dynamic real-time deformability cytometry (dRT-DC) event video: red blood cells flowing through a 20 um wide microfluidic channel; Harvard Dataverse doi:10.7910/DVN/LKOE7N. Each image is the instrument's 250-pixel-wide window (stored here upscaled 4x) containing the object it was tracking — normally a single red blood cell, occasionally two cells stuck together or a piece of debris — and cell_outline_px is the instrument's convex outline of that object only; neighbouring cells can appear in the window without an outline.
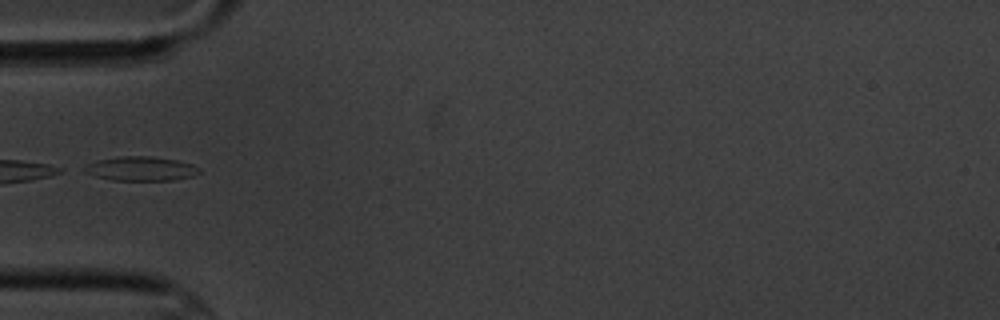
{"species": "common noctule bat (a hibernating species)", "species_latin": "Nyctalus noctula", "temperature_condition": "cold", "stored_images_in_passage": 7, "segment_of_instrument_passage": [2, 2], "camera_frame_rate_fps": 3000, "um_per_image_px": 0.085, "animal": {"sex": "male", "body_mass_g": 20.1, "forearm_length_mm": 53.5}, "frame": {"image": 1, "passage_image": 4, "time_ms": 3.667, "image_size_px": [1000, 320], "cell_outline_px": [[200, 172], [192, 176], [172, 180], [112, 180], [96, 176], [84, 172], [80, 168], [96, 160], [120, 156], [148, 156], [176, 160], [192, 164], [200, 168]], "centroid_in_image_um": [11.94, 14.33], "position_along_channel_um": 73.1, "area_um2": 16.18}}
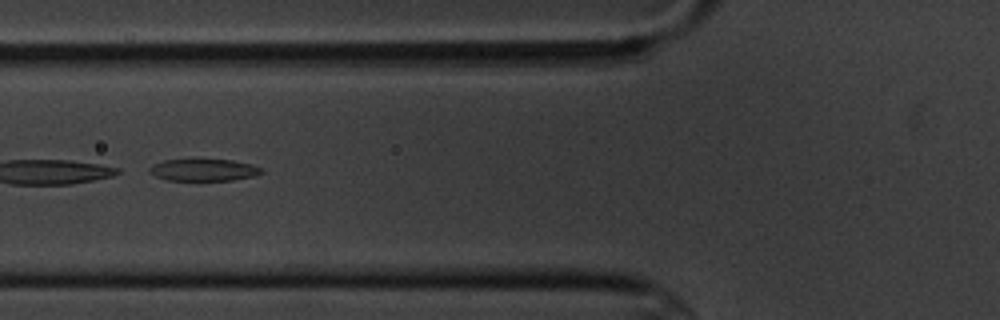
{"frame": {"image": 2, "passage_image": 5, "time_ms": 4.667, "image_size_px": [1000, 320], "cell_outline_px": [[264, 172], [256, 176], [232, 180], [168, 180], [156, 176], [148, 172], [148, 168], [152, 164], [164, 160], [232, 160], [252, 164], [260, 168]], "centroid_in_image_um": [17.31, 14.45], "position_along_channel_um": 108.5, "area_um2": 14.28}}
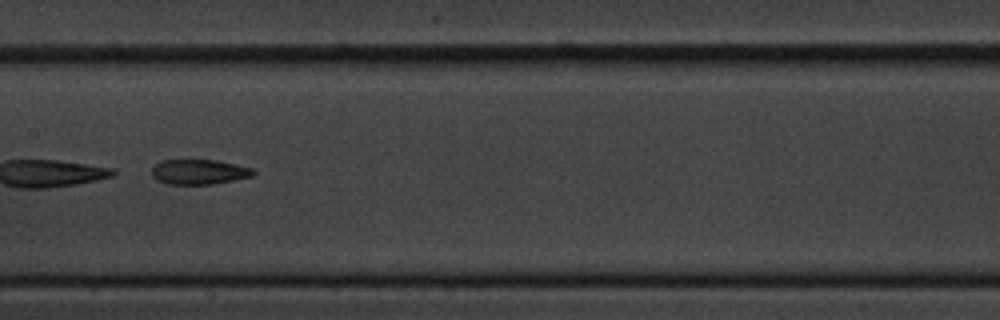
{"frame": {"image": 3, "passage_image": 7, "time_ms": 7.0, "image_size_px": [1000, 320], "cell_outline_px": [[256, 172], [252, 176], [212, 184], [168, 184], [156, 180], [152, 176], [152, 168], [160, 160], [216, 160], [252, 168]], "centroid_in_image_um": [16.88, 14.61], "position_along_channel_um": 190.5, "area_um2": 14.68}}